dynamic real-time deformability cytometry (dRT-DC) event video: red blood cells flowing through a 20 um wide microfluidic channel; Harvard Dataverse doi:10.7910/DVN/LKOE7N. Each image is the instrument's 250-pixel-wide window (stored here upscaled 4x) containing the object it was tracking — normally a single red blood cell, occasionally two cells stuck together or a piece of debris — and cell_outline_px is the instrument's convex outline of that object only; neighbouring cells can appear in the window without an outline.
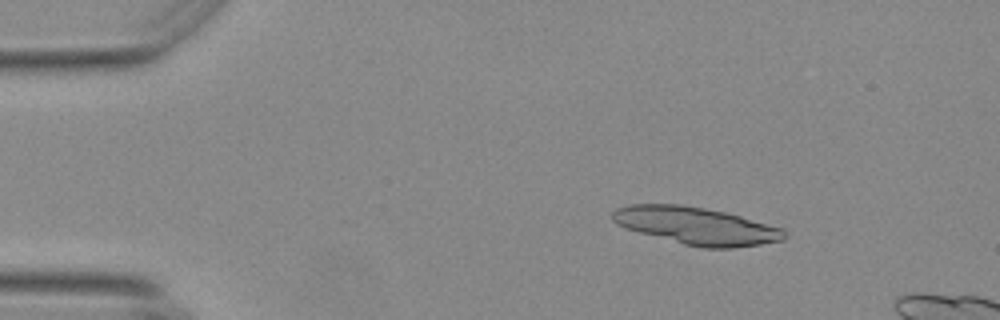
{"species": "Egyptian fruit bat (a non-hibernating species)", "species_latin": "Rousettus aegyptiacus", "temperature_condition": "warm", "stored_images_in_passage": 9, "camera_frame_rate_fps": 3000, "um_per_image_px": 0.085, "animal": {"sex": "female"}, "frame": {"image": 1, "passage_image": 1, "time_ms": 0.0, "image_size_px": [1000, 320], "cell_outline_px": [[788, 236], [784, 240], [760, 244], [732, 248], [704, 248], [684, 244], [640, 232], [616, 224], [612, 220], [612, 212], [616, 208], [632, 204], [680, 204], [704, 208], [724, 212], [740, 216], [784, 228]], "centroid_in_image_um": [59.22, 19.19], "position_along_channel_um": 25.8, "area_um2": 37.22}}